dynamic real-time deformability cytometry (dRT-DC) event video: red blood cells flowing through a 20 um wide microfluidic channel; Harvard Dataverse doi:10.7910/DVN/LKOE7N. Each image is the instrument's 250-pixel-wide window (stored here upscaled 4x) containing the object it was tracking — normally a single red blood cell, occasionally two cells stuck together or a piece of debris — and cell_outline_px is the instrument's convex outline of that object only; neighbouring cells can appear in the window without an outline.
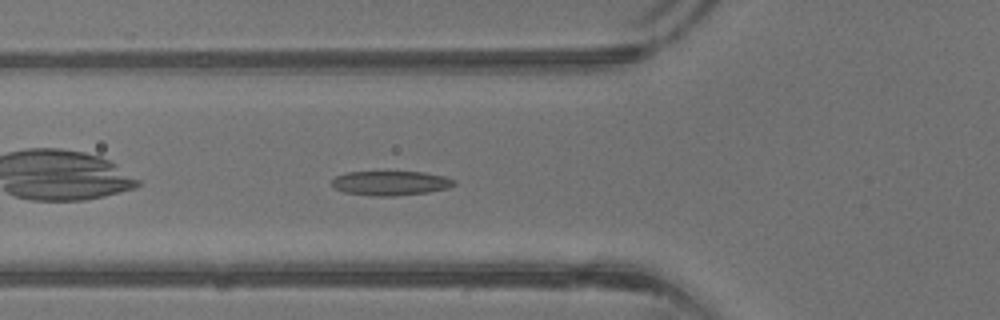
{"species": "common noctule bat (a hibernating species)", "species_latin": "Nyctalus noctula", "temperature_condition": "warm", "stored_images_in_passage": 29, "camera_frame_rate_fps": 3000, "um_per_image_px": 0.085, "animal": {"sex": "male", "body_mass_g": 13.3}, "frame": {"image": 1, "passage_image": 3, "time_ms": 0.667, "image_size_px": [1000, 320], "cell_outline_px": [[456, 184], [448, 188], [428, 192], [396, 196], [376, 196], [344, 192], [336, 188], [332, 184], [332, 180], [336, 176], [348, 172], [424, 172], [444, 176], [456, 180]], "centroid_in_image_um": [33.24, 15.56], "position_along_channel_um": 92.6, "area_um2": 17.34}}
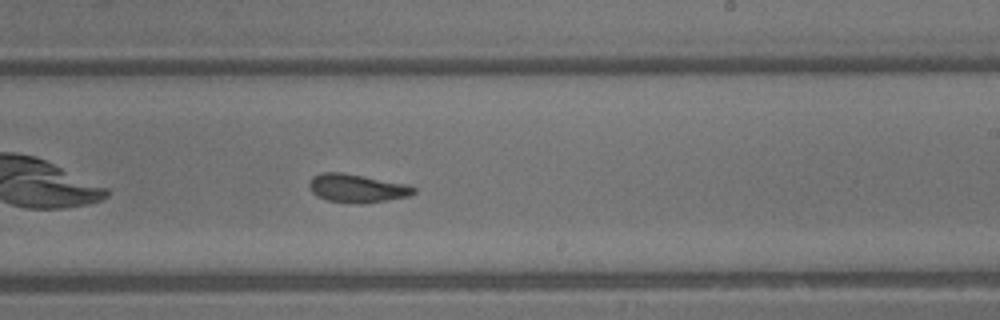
{"frame": {"image": 2, "passage_image": 13, "time_ms": 4.0, "image_size_px": [1000, 320], "cell_outline_px": [[416, 192], [408, 196], [388, 200], [360, 204], [352, 204], [328, 200], [316, 196], [308, 188], [308, 184], [312, 176], [324, 172], [344, 172], [408, 184], [416, 188]], "centroid_in_image_um": [30.33, 16.0], "position_along_channel_um": 258.7, "area_um2": 17.57}}
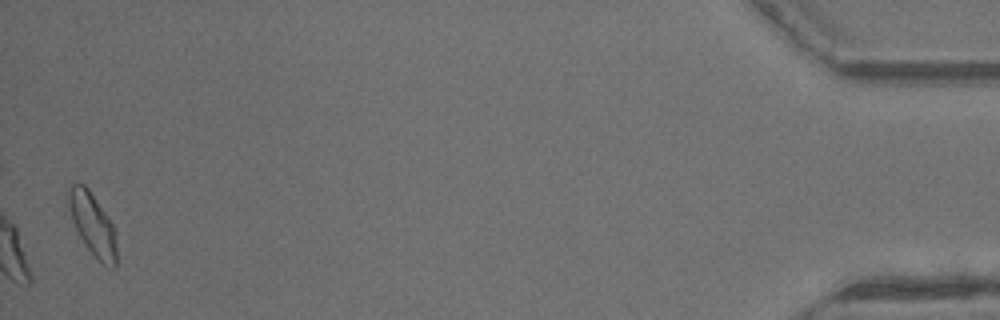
{"frame": {"image": 3, "passage_image": 29, "time_ms": 9.333, "image_size_px": [1000, 320], "cell_outline_px": [[116, 268], [112, 268], [104, 264], [84, 244], [72, 220], [68, 208], [68, 192], [72, 184], [84, 184], [88, 188], [108, 216], [116, 232]], "centroid_in_image_um": [7.88, 19.06], "position_along_channel_um": 427.3, "area_um2": 17.22}, "authors_computed_cell_mechanics": {"area_um2": 16.9354, "velocity_mm_per_s": 4.9782, "shape_relaxation_time_tau1_ms": 8.0782, "shape_relaxation_time_tau2_ms": 2.3576, "deformation_change_tau1": 0.2039, "deformation_change_tau2": 0.1009}}